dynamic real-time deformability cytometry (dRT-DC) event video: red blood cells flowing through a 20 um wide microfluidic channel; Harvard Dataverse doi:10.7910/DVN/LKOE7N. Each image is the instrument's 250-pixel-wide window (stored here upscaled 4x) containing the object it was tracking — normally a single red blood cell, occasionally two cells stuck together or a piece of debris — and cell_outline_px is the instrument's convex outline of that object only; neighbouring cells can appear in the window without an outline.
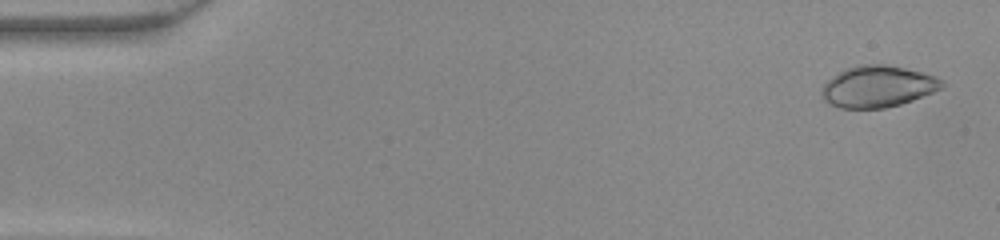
{"species": "common noctule bat (a hibernating species)", "species_latin": "Nyctalus noctula", "temperature_condition": "warm", "stored_images_in_passage": 48, "camera_frame_rate_fps": 3000, "um_per_image_px": 0.085, "animal": {"sex": "female", "body_mass_g": 22.0, "forearm_length_mm": 56.7}, "frame": {"image": 1, "passage_image": 2, "time_ms": 0.333, "image_size_px": [1000, 240], "cell_outline_px": [[944, 84], [940, 88], [932, 92], [912, 100], [900, 104], [884, 108], [840, 108], [824, 100], [820, 96], [820, 92], [824, 84], [832, 76], [844, 68], [856, 64], [888, 64], [936, 76]], "centroid_in_image_um": [74.55, 7.34], "position_along_channel_um": 10.5, "area_um2": 29.02}}
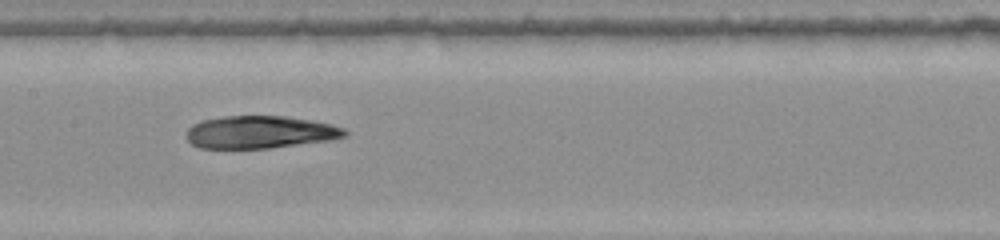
{"frame": {"image": 2, "passage_image": 24, "time_ms": 7.667, "image_size_px": [1000, 240], "cell_outline_px": [[348, 136], [332, 140], [268, 148], [200, 148], [192, 144], [188, 140], [188, 128], [192, 124], [200, 120], [224, 116], [284, 116], [332, 124], [344, 128], [348, 132]], "centroid_in_image_um": [22.13, 11.23], "position_along_channel_um": 185.3, "area_um2": 30.06}}
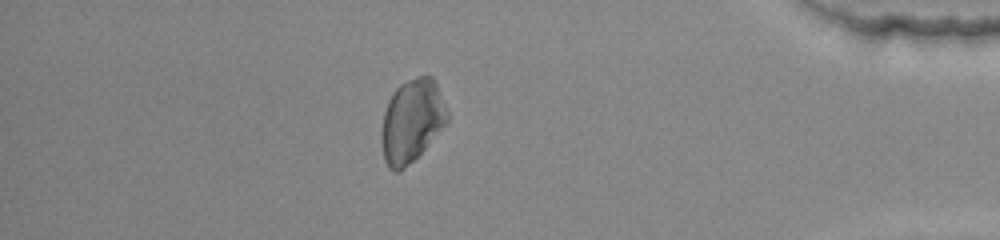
{"frame": {"image": 3, "passage_image": 42, "time_ms": 13.667, "image_size_px": [1000, 240], "cell_outline_px": [[448, 120], [424, 148], [400, 172], [392, 172], [388, 168], [384, 160], [380, 136], [380, 132], [384, 112], [388, 100], [396, 88], [400, 84], [408, 80], [420, 76], [432, 76], [436, 84], [448, 112]], "centroid_in_image_um": [34.95, 10.28], "position_along_channel_um": 400.2, "area_um2": 31.44}}